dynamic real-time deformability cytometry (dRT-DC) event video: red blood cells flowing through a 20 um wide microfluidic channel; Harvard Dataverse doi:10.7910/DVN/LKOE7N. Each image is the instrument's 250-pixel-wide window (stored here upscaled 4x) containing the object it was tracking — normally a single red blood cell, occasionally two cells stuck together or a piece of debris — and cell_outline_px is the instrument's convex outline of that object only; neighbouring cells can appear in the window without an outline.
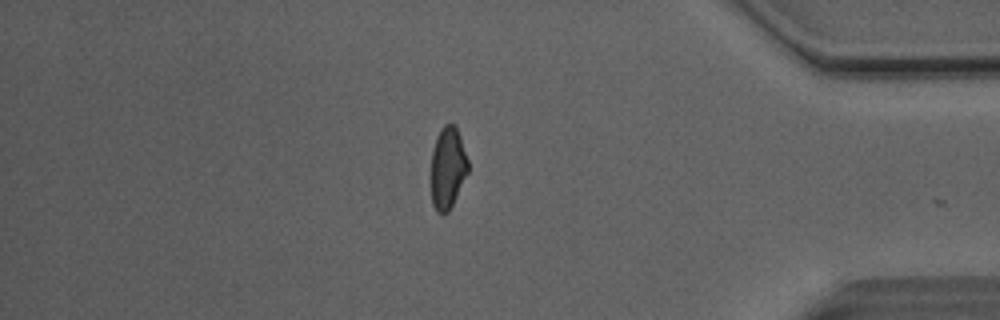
{"species": "Egyptian fruit bat (a non-hibernating species)", "species_latin": "Rousettus aegyptiacus", "temperature_condition": "room temperature", "stored_images_in_passage": 44, "camera_frame_rate_fps": 3000, "um_per_image_px": 0.085, "animal": {"sex": "male"}, "frame": {"image": 1, "passage_image": 43, "time_ms": 14.0, "image_size_px": [1000, 320], "cell_outline_px": [[468, 172], [448, 212], [436, 212], [432, 204], [432, 152], [436, 136], [440, 128], [444, 124], [452, 124], [456, 128], [460, 136], [468, 160]], "centroid_in_image_um": [38.05, 14.24], "position_along_channel_um": 397.1, "area_um2": 17.34}, "authors_computed_cell_mechanics": {"area_um2": 19.363, "velocity_mm_per_s": 4.1144, "shape_relaxation_time_tau1_ms": 11.0075, "shape_relaxation_time_tau2_ms": 1.3857, "deformation_change_tau1": 0.2227, "deformation_change_tau2": 0.065}}